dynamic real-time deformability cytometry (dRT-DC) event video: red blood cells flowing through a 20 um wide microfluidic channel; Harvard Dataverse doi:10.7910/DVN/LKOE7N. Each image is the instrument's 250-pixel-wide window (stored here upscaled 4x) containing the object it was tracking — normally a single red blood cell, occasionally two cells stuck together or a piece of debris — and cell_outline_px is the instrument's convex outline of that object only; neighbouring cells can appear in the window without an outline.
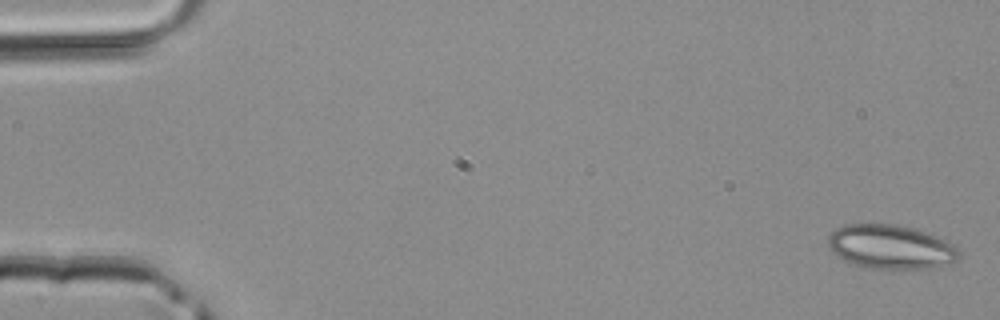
{"species": "common noctule bat (a hibernating species)", "species_latin": "Nyctalus noctula", "temperature_condition": "room temperature", "stored_images_in_passage": 4, "camera_frame_rate_fps": 3000, "um_per_image_px": 0.085, "animal": {"sex": "male", "body_mass_g": 20.4}, "frame": {"image": 1, "passage_image": 1, "time_ms": 0.0, "image_size_px": [1000, 320], "cell_outline_px": [[960, 256], [956, 260], [948, 264], [936, 268], [868, 268], [844, 260], [836, 256], [828, 248], [828, 236], [836, 228], [844, 224], [896, 224], [912, 228], [924, 232], [944, 240], [952, 244], [960, 252]], "centroid_in_image_um": [75.68, 20.98], "position_along_channel_um": 9.3, "area_um2": 33.47}}